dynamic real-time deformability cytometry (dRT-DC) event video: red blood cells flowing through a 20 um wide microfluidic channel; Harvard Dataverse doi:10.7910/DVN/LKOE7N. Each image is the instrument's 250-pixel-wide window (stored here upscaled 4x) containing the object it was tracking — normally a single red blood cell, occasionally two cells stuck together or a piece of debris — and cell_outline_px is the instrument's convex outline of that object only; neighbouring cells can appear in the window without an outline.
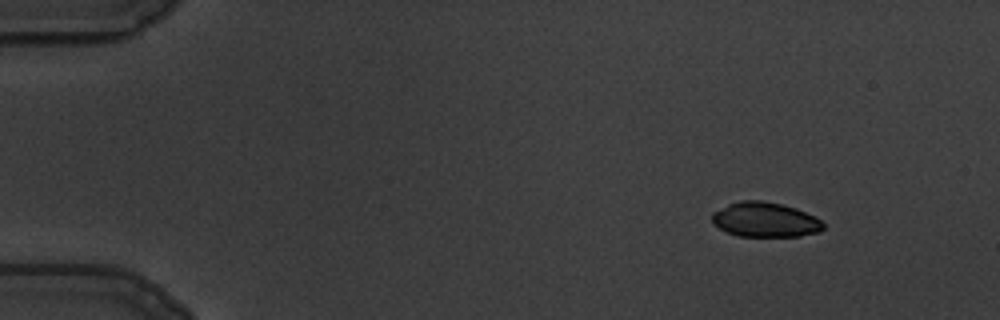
{"species": "common noctule bat (a hibernating species)", "species_latin": "Nyctalus noctula", "temperature_condition": "warm", "stored_images_in_passage": 53, "camera_frame_rate_fps": 3000, "um_per_image_px": 0.085, "animal": {"sex": "male", "body_mass_g": 19.5, "forearm_length_mm": 54.6}, "frame": {"image": 1, "passage_image": 1, "time_ms": 0.0, "image_size_px": [1000, 320], "cell_outline_px": [[824, 228], [820, 232], [800, 236], [740, 236], [728, 232], [712, 224], [712, 212], [728, 204], [740, 200], [764, 200], [796, 208], [816, 216], [824, 224]], "centroid_in_image_um": [65.04, 18.67], "position_along_channel_um": 20.0, "area_um2": 22.66}}
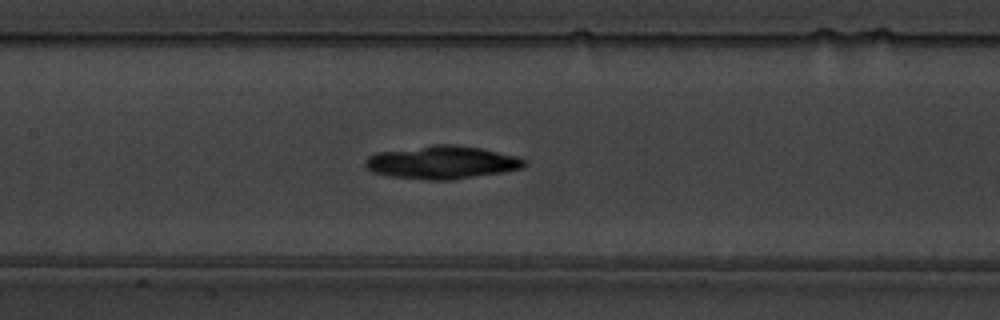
{"frame": {"image": 2, "passage_image": 23, "time_ms": 7.333, "image_size_px": [1000, 320], "cell_outline_px": [[528, 164], [524, 168], [504, 172], [452, 180], [428, 180], [392, 176], [372, 172], [364, 164], [364, 160], [368, 156], [376, 152], [432, 144], [452, 144], [480, 148], [516, 156], [528, 160]], "centroid_in_image_um": [37.58, 13.8], "position_along_channel_um": 169.8, "area_um2": 30.92}}
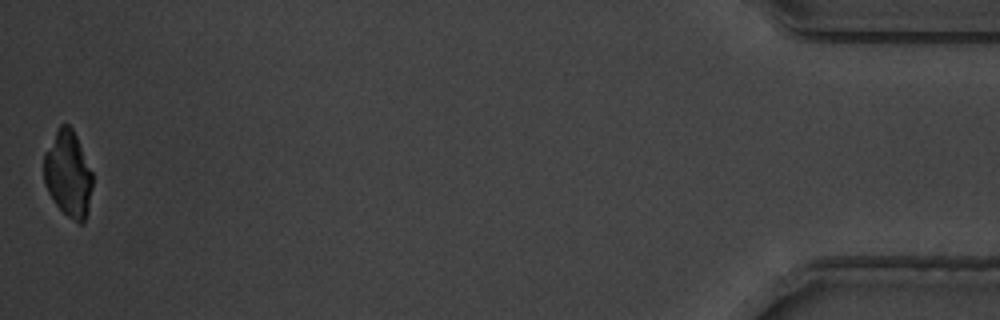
{"frame": {"image": 3, "passage_image": 53, "time_ms": 17.333, "image_size_px": [1000, 320], "cell_outline_px": [[92, 188], [88, 212], [84, 224], [80, 224], [68, 216], [56, 204], [48, 192], [44, 184], [44, 152], [60, 124], [68, 124], [72, 128], [76, 136], [92, 172]], "centroid_in_image_um": [5.79, 14.8], "position_along_channel_um": 429.4, "area_um2": 24.33}, "authors_computed_cell_mechanics": {"area_um2": 27.6862, "velocity_mm_per_s": 3.4628, "shape_relaxation_time_tau1_ms": 6.2933, "shape_relaxation_time_tau2_ms": null, "deformation_change_tau1": 0.2187, "deformation_change_tau2": null}}